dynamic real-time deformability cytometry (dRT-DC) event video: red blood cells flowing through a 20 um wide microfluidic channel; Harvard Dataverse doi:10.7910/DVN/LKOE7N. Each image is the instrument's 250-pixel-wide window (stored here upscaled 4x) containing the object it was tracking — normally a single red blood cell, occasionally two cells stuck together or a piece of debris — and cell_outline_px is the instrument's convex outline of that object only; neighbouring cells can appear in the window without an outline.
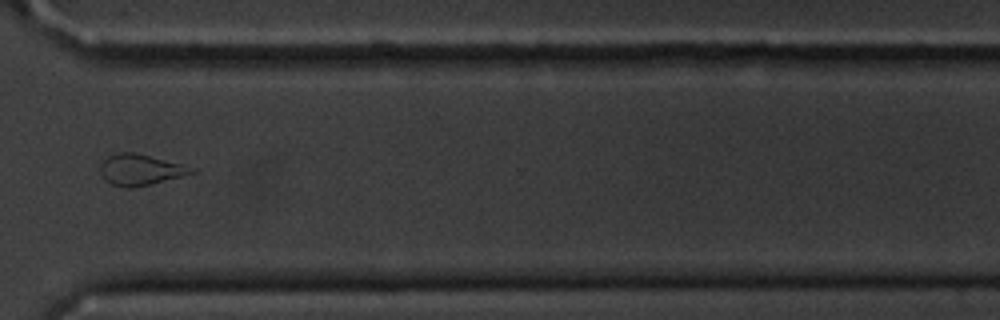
{"species": "common noctule bat (a hibernating species)", "species_latin": "Nyctalus noctula", "temperature_condition": "cold", "stored_images_in_passage": 16, "camera_frame_rate_fps": 3000, "um_per_image_px": 0.085, "animal": {"sex": "male", "body_mass_g": 20.1, "forearm_length_mm": 53.5}, "frame": {"image": 1, "passage_image": 12, "time_ms": 13.667, "image_size_px": [1000, 320], "cell_outline_px": [[196, 172], [184, 176], [132, 188], [124, 188], [112, 184], [100, 172], [100, 164], [108, 156], [120, 152], [132, 152], [196, 168]], "centroid_in_image_um": [11.94, 14.44], "position_along_channel_um": 358.7, "area_um2": 16.13}, "authors_computed_cell_mechanics": {"area_um2": 15.8661, "velocity_mm_per_s": 3.6549, "shape_relaxation_time_tau1_ms": 7.1268, "shape_relaxation_time_tau2_ms": 3.1591, "deformation_change_tau1": 0.1283, "deformation_change_tau2": 0.0981}}